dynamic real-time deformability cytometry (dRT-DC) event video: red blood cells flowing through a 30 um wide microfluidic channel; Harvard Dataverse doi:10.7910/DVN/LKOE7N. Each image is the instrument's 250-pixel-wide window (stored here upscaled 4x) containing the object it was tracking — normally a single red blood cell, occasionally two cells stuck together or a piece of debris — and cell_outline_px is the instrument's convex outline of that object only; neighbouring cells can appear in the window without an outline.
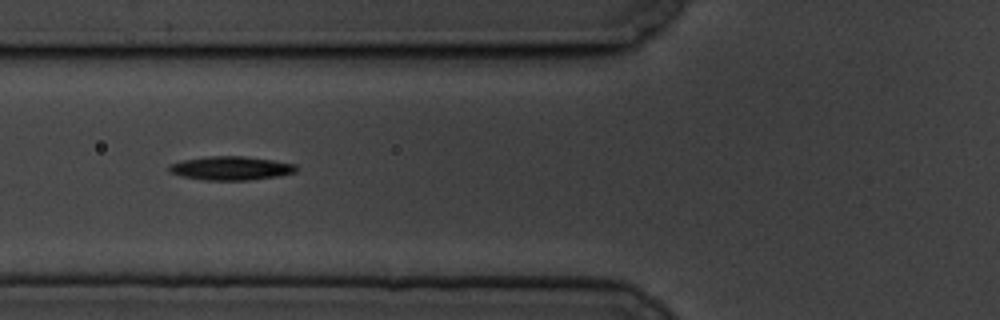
{"species": "common noctule bat (a hibernating species)", "species_latin": "Nyctalus noctula", "temperature_condition": "cold", "stored_images_in_passage": 5, "camera_frame_rate_fps": 3000, "um_per_image_px": 0.085, "animal": {"sex": "male", "body_mass_g": 19.5, "forearm_length_mm": 54.6}, "frame": {"image": 1, "passage_image": 4, "time_ms": 3.667, "image_size_px": [1000, 320], "cell_outline_px": [[296, 172], [276, 176], [248, 180], [204, 180], [180, 176], [168, 172], [168, 164], [184, 160], [208, 156], [244, 156], [272, 160], [296, 164]], "centroid_in_image_um": [19.57, 14.29], "position_along_channel_um": 106.2, "area_um2": 17.57}}
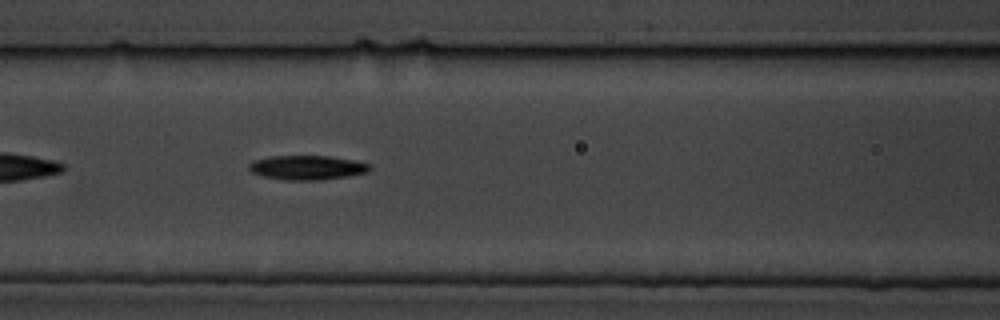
{"frame": {"image": 2, "passage_image": 5, "time_ms": 4.667, "image_size_px": [1000, 320], "cell_outline_px": [[372, 168], [368, 172], [348, 176], [320, 180], [288, 180], [264, 176], [252, 172], [248, 168], [248, 164], [252, 160], [272, 156], [328, 156], [356, 160], [368, 164]], "centroid_in_image_um": [26.11, 14.24], "position_along_channel_um": 140.5, "area_um2": 17.11}}